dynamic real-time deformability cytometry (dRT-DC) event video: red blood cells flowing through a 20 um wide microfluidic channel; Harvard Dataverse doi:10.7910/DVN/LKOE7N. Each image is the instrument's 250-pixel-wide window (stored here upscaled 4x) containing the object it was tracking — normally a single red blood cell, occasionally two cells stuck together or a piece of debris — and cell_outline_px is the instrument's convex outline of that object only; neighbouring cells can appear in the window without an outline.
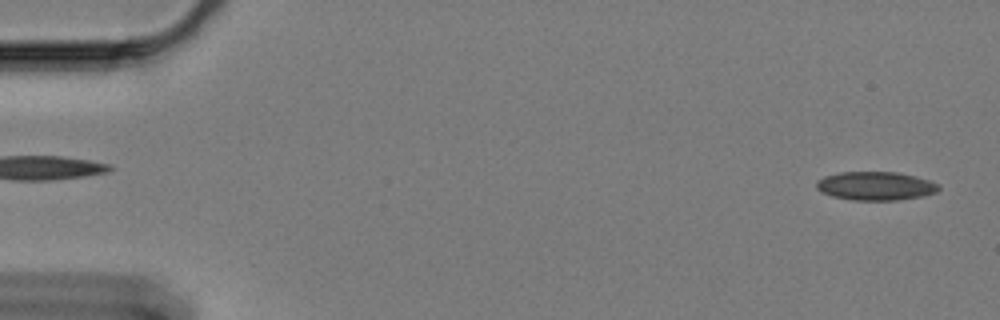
{"species": "Egyptian fruit bat (a non-hibernating species)", "species_latin": "Rousettus aegyptiacus", "temperature_condition": "cold", "stored_images_in_passage": 60, "camera_frame_rate_fps": 3000, "um_per_image_px": 0.085, "animal": {"sex": "female"}, "frame": {"image": 1, "passage_image": 2, "time_ms": 0.333, "image_size_px": [1000, 320], "cell_outline_px": [[940, 188], [936, 192], [924, 196], [896, 200], [852, 200], [832, 196], [816, 188], [816, 180], [824, 176], [840, 172], [896, 172], [916, 176], [940, 184]], "centroid_in_image_um": [74.44, 15.8], "position_along_channel_um": 10.6, "area_um2": 20.4}}
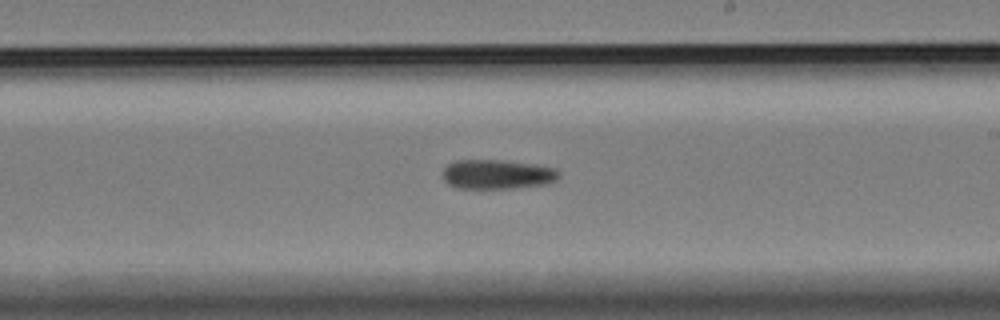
{"frame": {"image": 2, "passage_image": 35, "time_ms": 11.333, "image_size_px": [1000, 320], "cell_outline_px": [[560, 176], [552, 184], [512, 188], [456, 188], [448, 184], [444, 180], [444, 168], [448, 164], [456, 160], [504, 160], [536, 164], [556, 168], [560, 172]], "centroid_in_image_um": [42.33, 14.82], "position_along_channel_um": 246.7, "area_um2": 20.23}}
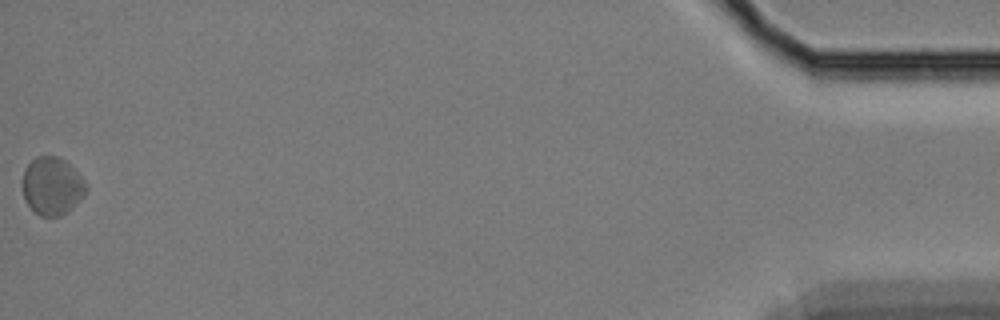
{"frame": {"image": 3, "passage_image": 60, "time_ms": 19.667, "image_size_px": [1000, 320], "cell_outline_px": [[88, 192], [84, 196], [60, 216], [40, 216], [24, 200], [24, 168], [36, 156], [56, 156], [64, 160], [88, 184]], "centroid_in_image_um": [4.44, 15.8], "position_along_channel_um": 430.8, "area_um2": 21.04}}